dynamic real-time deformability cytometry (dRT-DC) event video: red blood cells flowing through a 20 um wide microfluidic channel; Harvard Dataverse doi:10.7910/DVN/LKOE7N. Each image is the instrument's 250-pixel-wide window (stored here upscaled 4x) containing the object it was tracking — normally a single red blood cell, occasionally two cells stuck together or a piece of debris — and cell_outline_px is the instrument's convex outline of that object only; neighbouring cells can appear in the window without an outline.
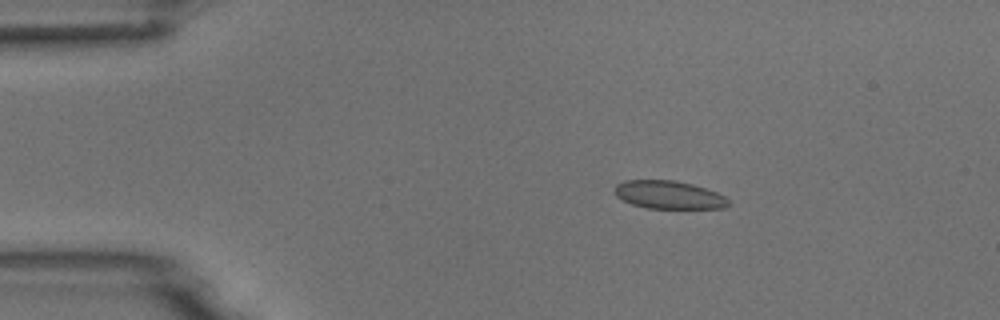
{"species": "common noctule bat (a hibernating species)", "species_latin": "Nyctalus noctula", "temperature_condition": "room temperature", "stored_images_in_passage": 5, "camera_frame_rate_fps": 3000, "um_per_image_px": 0.085, "animal": {"sex": "male", "body_mass_g": 18.8}, "frame": {"image": 1, "passage_image": 3, "time_ms": 2.333, "image_size_px": [1000, 320], "cell_outline_px": [[728, 204], [724, 208], [648, 208], [632, 204], [616, 196], [616, 184], [624, 180], [676, 180], [692, 184], [716, 192], [724, 196], [728, 200]], "centroid_in_image_um": [56.84, 16.55], "position_along_channel_um": 28.2, "area_um2": 18.38}}